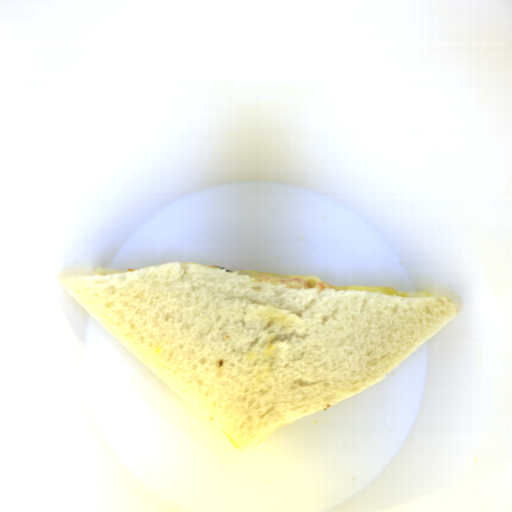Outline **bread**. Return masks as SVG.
Returning a JSON list of instances; mask_svg holds the SVG:
<instances>
[{"label": "bread", "instance_id": "bread-1", "mask_svg": "<svg viewBox=\"0 0 512 512\" xmlns=\"http://www.w3.org/2000/svg\"><path fill=\"white\" fill-rule=\"evenodd\" d=\"M58 283L241 451L376 383L459 313L429 293L190 262Z\"/></svg>", "mask_w": 512, "mask_h": 512}]
</instances>
